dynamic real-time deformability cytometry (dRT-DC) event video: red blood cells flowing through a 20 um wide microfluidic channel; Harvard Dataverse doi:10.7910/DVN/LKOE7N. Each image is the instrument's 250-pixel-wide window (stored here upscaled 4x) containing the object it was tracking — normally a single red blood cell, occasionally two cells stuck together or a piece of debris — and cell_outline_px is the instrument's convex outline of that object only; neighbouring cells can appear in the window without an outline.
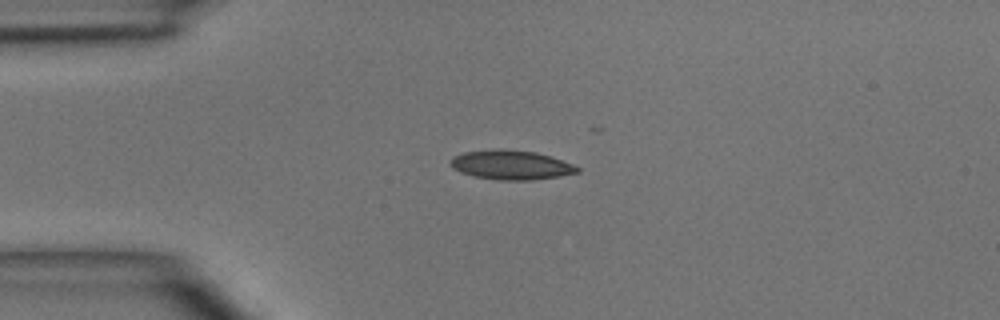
{"species": "common noctule bat (a hibernating species)", "species_latin": "Nyctalus noctula", "temperature_condition": "room temperature", "stored_images_in_passage": 5, "camera_frame_rate_fps": 3000, "um_per_image_px": 0.085, "animal": {"sex": "male", "body_mass_g": 15.6}, "frame": {"image": 1, "passage_image": 3, "time_ms": 2.333, "image_size_px": [1000, 320], "cell_outline_px": [[580, 172], [560, 176], [532, 180], [500, 180], [472, 176], [460, 172], [452, 168], [448, 164], [448, 160], [452, 156], [464, 152], [536, 152], [572, 164], [580, 168]], "centroid_in_image_um": [43.42, 14.08], "position_along_channel_um": 41.6, "area_um2": 20.81}}
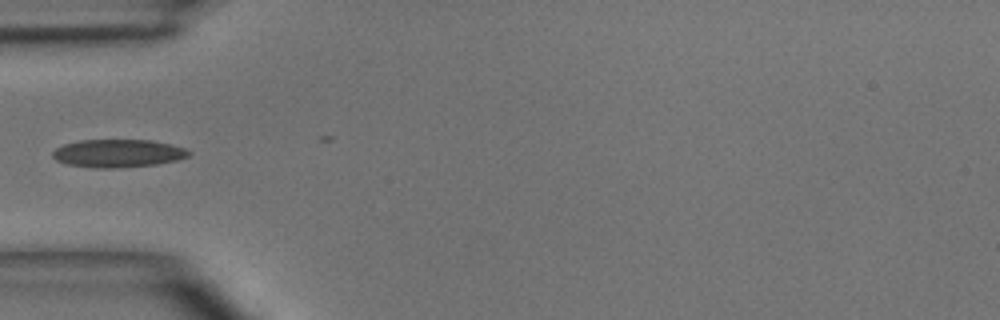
{"frame": {"image": 2, "passage_image": 4, "time_ms": 3.667, "image_size_px": [1000, 320], "cell_outline_px": [[192, 152], [188, 156], [176, 160], [156, 164], [116, 168], [88, 168], [68, 164], [56, 160], [52, 156], [52, 152], [56, 148], [64, 144], [80, 140], [152, 140], [184, 148]], "centroid_in_image_um": [9.99, 13.04], "position_along_channel_um": 75.0, "area_um2": 22.14}}